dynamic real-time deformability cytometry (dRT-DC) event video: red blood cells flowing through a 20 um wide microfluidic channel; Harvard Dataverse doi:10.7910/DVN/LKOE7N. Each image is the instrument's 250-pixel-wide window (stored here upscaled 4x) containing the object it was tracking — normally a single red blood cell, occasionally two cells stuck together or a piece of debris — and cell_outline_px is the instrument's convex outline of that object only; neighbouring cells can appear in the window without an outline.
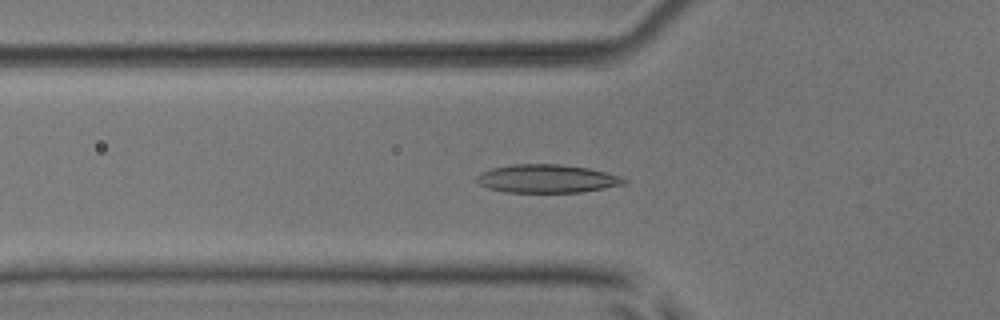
{"species": "common noctule bat (a hibernating species)", "species_latin": "Nyctalus noctula", "temperature_condition": "room temperature", "stored_images_in_passage": 53, "camera_frame_rate_fps": 3000, "um_per_image_px": 0.085, "animal": {"sex": "male", "body_mass_g": 17.9, "forearm_length_mm": 54.2}, "frame": {"image": 1, "passage_image": 19, "time_ms": 6.0, "image_size_px": [1000, 320], "cell_outline_px": [[628, 180], [624, 184], [604, 188], [580, 192], [508, 192], [488, 188], [480, 184], [476, 180], [476, 176], [492, 168], [512, 164], [556, 164], [588, 168], [620, 176]], "centroid_in_image_um": [46.49, 15.19], "position_along_channel_um": 79.3, "area_um2": 23.99}}
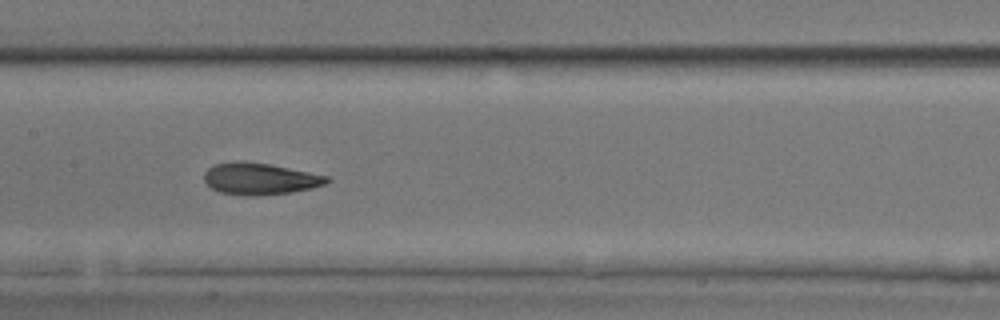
{"frame": {"image": 2, "passage_image": 27, "time_ms": 8.667, "image_size_px": [1000, 320], "cell_outline_px": [[332, 180], [324, 184], [312, 188], [292, 192], [256, 196], [244, 196], [220, 192], [212, 188], [204, 180], [204, 172], [208, 168], [216, 164], [236, 160], [268, 164], [328, 176]], "centroid_in_image_um": [22.07, 15.2], "position_along_channel_um": 185.3, "area_um2": 22.6}}
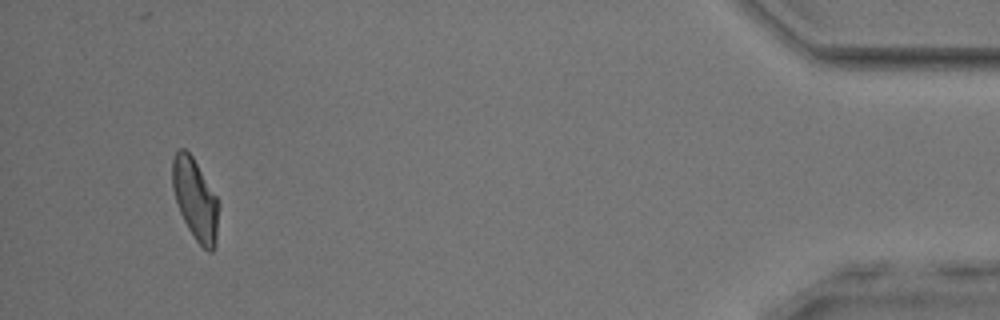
{"frame": {"image": 3, "passage_image": 50, "time_ms": 16.333, "image_size_px": [1000, 320], "cell_outline_px": [[220, 204], [216, 248], [212, 252], [208, 252], [196, 240], [188, 228], [180, 212], [172, 188], [172, 160], [176, 152], [180, 148], [184, 148], [192, 156], [216, 196]], "centroid_in_image_um": [16.62, 16.98], "position_along_channel_um": 418.6, "area_um2": 21.96}, "authors_computed_cell_mechanics": {"area_um2": 22.5998, "velocity_mm_per_s": 3.9631, "shape_relaxation_time_tau1_ms": 5.0008, "shape_relaxation_time_tau2_ms": 1.9361, "deformation_change_tau1": 0.1664, "deformation_change_tau2": 0.0719}}